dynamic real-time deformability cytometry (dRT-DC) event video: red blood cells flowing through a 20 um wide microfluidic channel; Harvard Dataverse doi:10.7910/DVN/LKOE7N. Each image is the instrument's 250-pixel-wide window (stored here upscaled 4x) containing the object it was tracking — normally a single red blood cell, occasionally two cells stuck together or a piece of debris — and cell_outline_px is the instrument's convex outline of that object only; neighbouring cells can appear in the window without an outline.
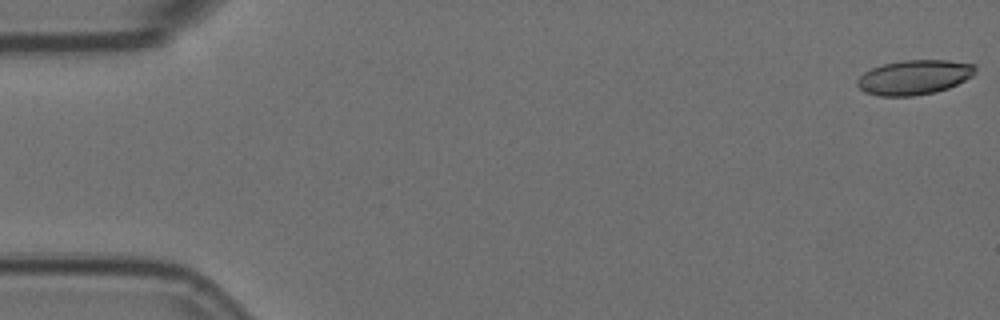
{"species": "Egyptian fruit bat (a non-hibernating species)", "species_latin": "Rousettus aegyptiacus", "temperature_condition": "room temperature", "stored_images_in_passage": 25, "camera_frame_rate_fps": 3000, "um_per_image_px": 0.085, "animal": {"sex": "female"}, "frame": {"image": 1, "passage_image": 1, "time_ms": 0.0, "image_size_px": [1000, 320], "cell_outline_px": [[976, 72], [972, 76], [948, 88], [936, 92], [912, 96], [880, 96], [864, 92], [856, 84], [856, 80], [864, 72], [872, 68], [884, 64], [904, 60], [948, 60], [976, 64]], "centroid_in_image_um": [77.71, 6.57], "position_along_channel_um": 7.3, "area_um2": 23.87}}
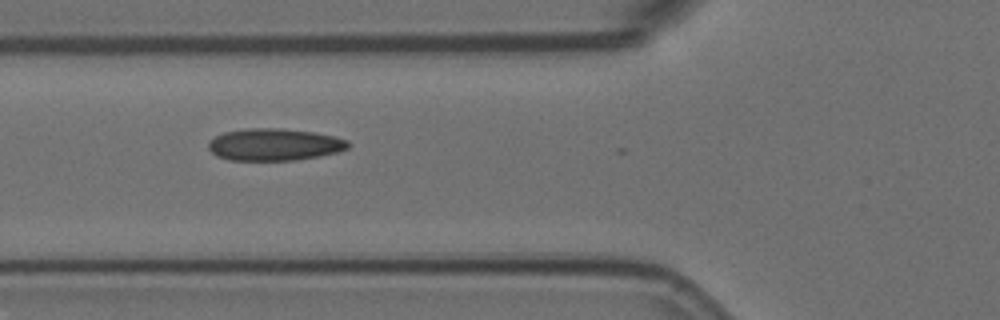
{"frame": {"image": 2, "passage_image": 21, "time_ms": 6.667, "image_size_px": [1000, 320], "cell_outline_px": [[352, 144], [348, 148], [336, 152], [320, 156], [296, 160], [228, 160], [216, 156], [208, 148], [208, 140], [224, 132], [248, 128], [280, 128], [312, 132], [336, 136], [348, 140]], "centroid_in_image_um": [23.32, 12.29], "position_along_channel_um": 102.5, "area_um2": 26.3}}
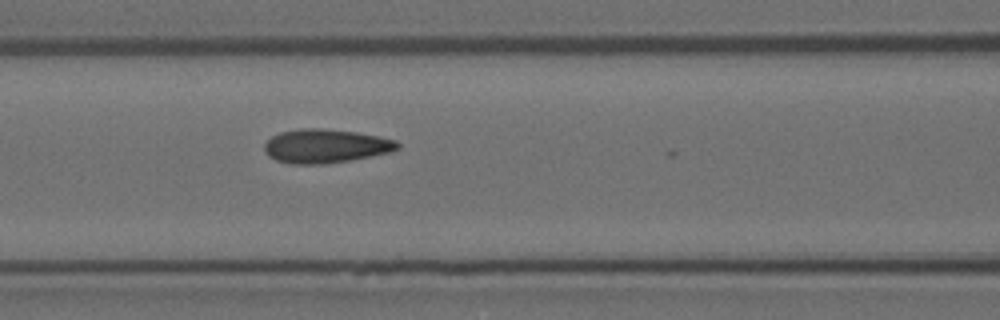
{"frame": {"image": 3, "passage_image": 24, "time_ms": 7.667, "image_size_px": [1000, 320], "cell_outline_px": [[400, 148], [388, 152], [348, 160], [324, 164], [292, 164], [276, 160], [268, 156], [264, 152], [264, 144], [272, 136], [280, 132], [300, 128], [320, 128], [356, 132], [396, 140], [400, 144]], "centroid_in_image_um": [27.62, 12.41], "position_along_channel_um": 139.0, "area_um2": 26.07}}